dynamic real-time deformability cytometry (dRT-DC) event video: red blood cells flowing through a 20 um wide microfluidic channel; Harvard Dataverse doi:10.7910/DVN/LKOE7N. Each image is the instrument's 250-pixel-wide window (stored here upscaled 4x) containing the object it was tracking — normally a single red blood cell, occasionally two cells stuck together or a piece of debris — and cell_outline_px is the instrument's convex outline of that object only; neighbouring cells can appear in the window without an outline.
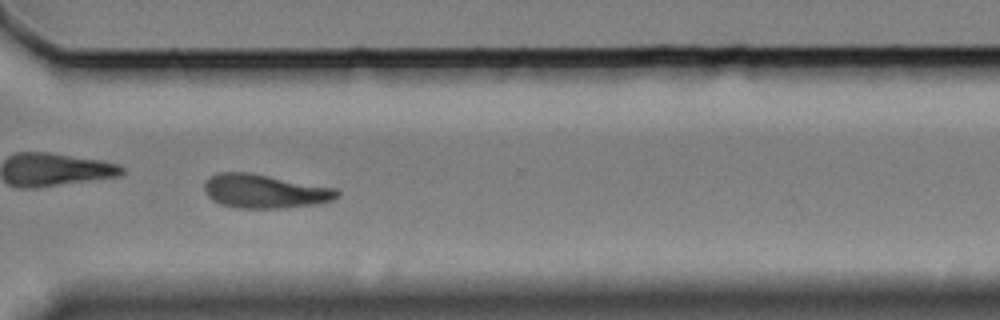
{"species": "Egyptian fruit bat (a non-hibernating species)", "species_latin": "Rousettus aegyptiacus", "temperature_condition": "cold", "stored_images_in_passage": 61, "camera_frame_rate_fps": 3000, "um_per_image_px": 0.085, "animal": {"sex": "female"}, "frame": {"image": 1, "passage_image": 44, "time_ms": 14.333, "image_size_px": [1000, 320], "cell_outline_px": [[340, 196], [332, 200], [316, 204], [280, 208], [236, 208], [220, 204], [212, 200], [204, 192], [204, 184], [212, 176], [220, 172], [248, 172], [340, 188]], "centroid_in_image_um": [22.55, 16.25], "position_along_channel_um": 348.1, "area_um2": 26.41}, "authors_computed_cell_mechanics": {"area_um2": 25.9522, "velocity_mm_per_s": 3.2902, "shape_relaxation_time_tau1_ms": 8.765, "shape_relaxation_time_tau2_ms": null, "deformation_change_tau1": 0.1931, "deformation_change_tau2": null}}